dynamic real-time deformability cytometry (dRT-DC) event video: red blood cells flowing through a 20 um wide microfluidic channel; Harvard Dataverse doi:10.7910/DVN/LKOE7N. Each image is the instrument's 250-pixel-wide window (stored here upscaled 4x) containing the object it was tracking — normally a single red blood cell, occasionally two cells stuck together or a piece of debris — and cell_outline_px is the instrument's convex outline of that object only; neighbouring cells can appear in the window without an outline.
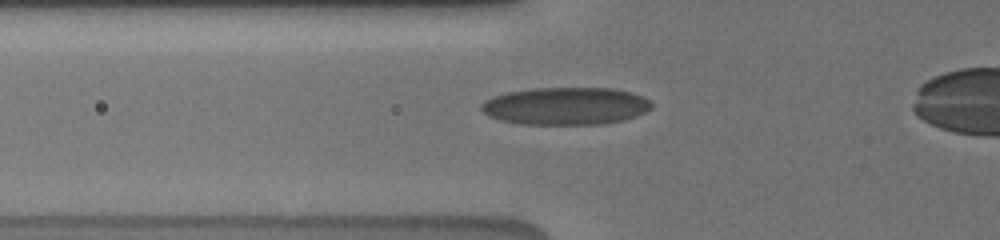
{"species": "human", "species_latin": "Homo sapiens", "temperature_condition": "cold", "stored_images_in_passage": 29, "camera_frame_rate_fps": 3000, "um_per_image_px": 0.085, "donor": {"sex": "male"}, "frame": {"image": 1, "passage_image": 5, "time_ms": 2.0, "image_size_px": [1000, 240], "cell_outline_px": [[652, 108], [636, 116], [624, 120], [600, 124], [520, 124], [500, 120], [488, 116], [480, 108], [480, 104], [484, 100], [492, 96], [504, 92], [532, 88], [612, 88], [632, 92], [648, 100], [652, 104]], "centroid_in_image_um": [48.04, 9.0], "position_along_channel_um": 77.8, "area_um2": 37.45}}
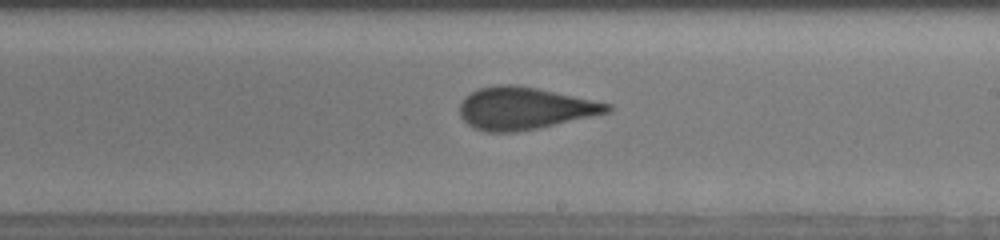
{"frame": {"image": 2, "passage_image": 14, "time_ms": 6.333, "image_size_px": [1000, 240], "cell_outline_px": [[612, 108], [608, 112], [536, 128], [516, 132], [488, 132], [472, 128], [460, 116], [460, 104], [464, 96], [476, 88], [496, 84], [508, 84], [536, 88], [612, 104]], "centroid_in_image_um": [44.5, 9.2], "position_along_channel_um": 244.5, "area_um2": 36.01}}
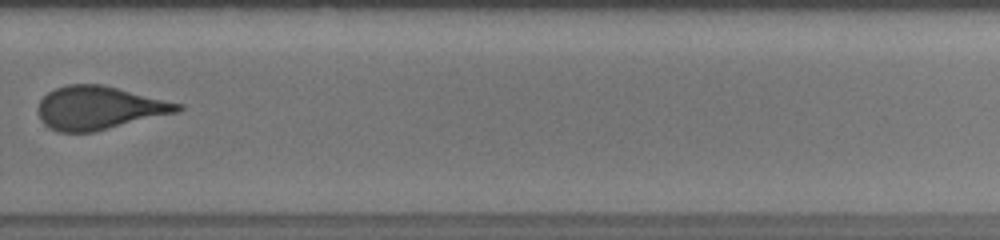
{"frame": {"image": 3, "passage_image": 19, "time_ms": 8.333, "image_size_px": [1000, 240], "cell_outline_px": [[184, 108], [180, 112], [92, 132], [60, 132], [44, 124], [40, 120], [36, 108], [40, 100], [48, 92], [56, 88], [68, 84], [100, 84], [184, 104]], "centroid_in_image_um": [8.43, 9.17], "position_along_channel_um": 321.4, "area_um2": 35.2}, "authors_computed_cell_mechanics": {"area_um2": 36.125, "velocity_mm_per_s": 3.853, "shape_relaxation_time_tau1_ms": 5.9433, "shape_relaxation_time_tau2_ms": 1.0285, "deformation_change_tau1": 0.1326, "deformation_change_tau2": 0.0629}}